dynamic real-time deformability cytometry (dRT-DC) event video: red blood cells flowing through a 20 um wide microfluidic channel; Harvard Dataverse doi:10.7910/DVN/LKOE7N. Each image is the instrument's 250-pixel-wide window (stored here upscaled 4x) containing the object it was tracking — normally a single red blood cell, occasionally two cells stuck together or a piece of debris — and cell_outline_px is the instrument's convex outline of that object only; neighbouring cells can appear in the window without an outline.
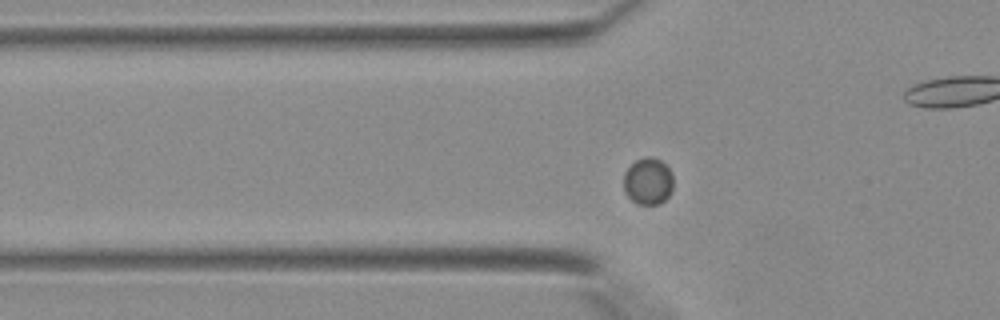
{"species": "Egyptian fruit bat (a non-hibernating species)", "species_latin": "Rousettus aegyptiacus", "temperature_condition": "warm", "stored_images_in_passage": 33, "camera_frame_rate_fps": 3000, "um_per_image_px": 0.085, "animal": {"sex": "female"}, "frame": {"image": 1, "passage_image": 2, "time_ms": 0.333, "image_size_px": [1000, 320], "cell_outline_px": [[672, 192], [660, 204], [636, 204], [624, 192], [624, 172], [636, 160], [644, 156], [648, 156], [660, 160], [672, 172]], "centroid_in_image_um": [55.08, 15.41], "position_along_channel_um": 70.7, "area_um2": 13.58}}
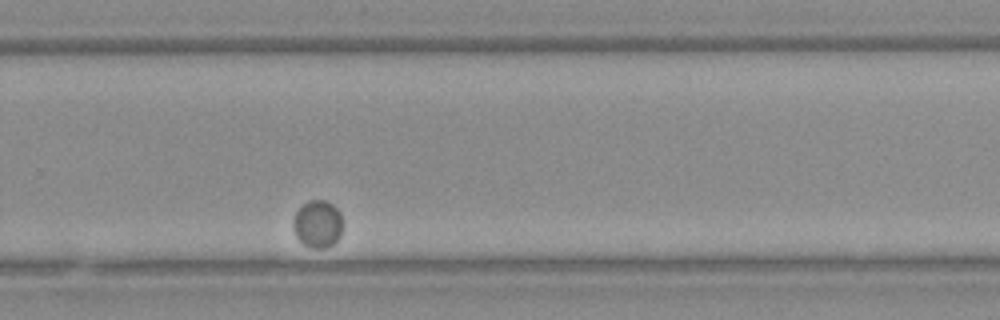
{"frame": {"image": 2, "passage_image": 22, "time_ms": 7.0, "image_size_px": [1000, 320], "cell_outline_px": [[340, 236], [332, 244], [324, 248], [312, 248], [304, 244], [296, 236], [292, 228], [292, 220], [296, 212], [308, 200], [324, 200], [332, 204], [340, 212]], "centroid_in_image_um": [26.96, 19.03], "position_along_channel_um": 302.8, "area_um2": 13.47}}
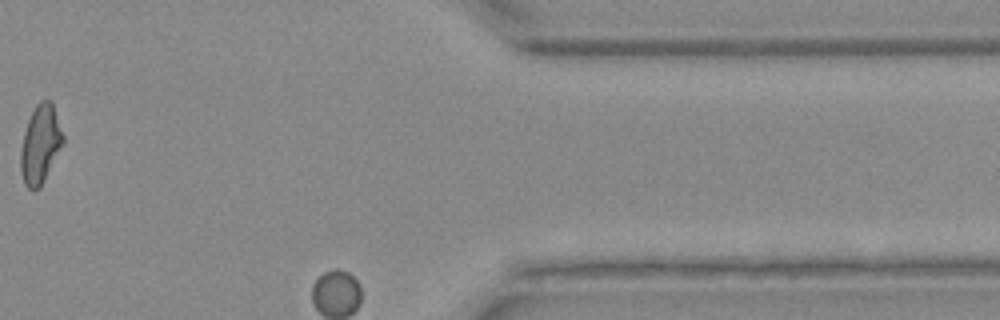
{"frame": {"image": 3, "passage_image": 29, "time_ms": 9.333, "image_size_px": [1000, 320], "cell_outline_px": [[64, 140], [40, 184], [36, 188], [28, 188], [24, 184], [20, 172], [20, 152], [24, 132], [28, 120], [36, 104], [40, 100], [52, 100], [64, 136]], "centroid_in_image_um": [3.4, 12.18], "position_along_channel_um": 408.0, "area_um2": 18.79}}